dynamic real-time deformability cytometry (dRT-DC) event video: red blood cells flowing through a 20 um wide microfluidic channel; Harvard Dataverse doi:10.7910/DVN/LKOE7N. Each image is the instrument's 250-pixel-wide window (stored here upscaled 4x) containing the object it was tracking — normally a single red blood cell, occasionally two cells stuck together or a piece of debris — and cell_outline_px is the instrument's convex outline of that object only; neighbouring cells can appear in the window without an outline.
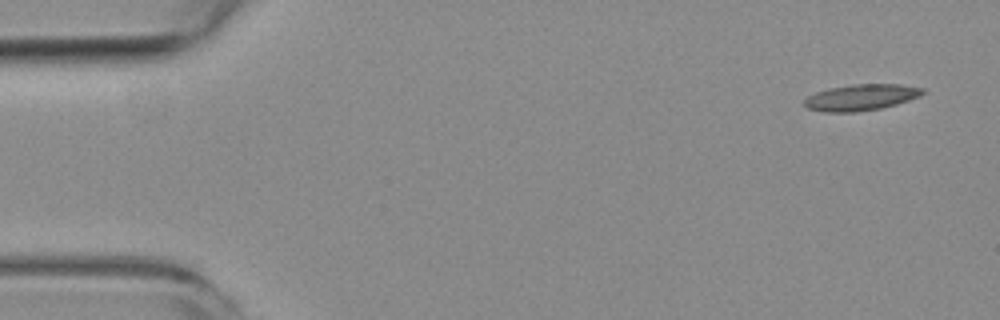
{"species": "common noctule bat (a hibernating species)", "species_latin": "Nyctalus noctula", "temperature_condition": "room temperature", "stored_images_in_passage": 5, "camera_frame_rate_fps": 3000, "um_per_image_px": 0.085, "animal": {"sex": "female", "body_mass_g": 19.3, "forearm_length_mm": 54.1}, "frame": {"image": 1, "passage_image": 1, "time_ms": 0.0, "image_size_px": [1000, 320], "cell_outline_px": [[924, 92], [920, 96], [896, 104], [880, 108], [856, 112], [824, 112], [808, 108], [804, 104], [804, 100], [808, 96], [816, 92], [828, 88], [852, 84], [900, 84], [924, 88]], "centroid_in_image_um": [73.18, 8.27], "position_along_channel_um": 11.8, "area_um2": 18.03}}
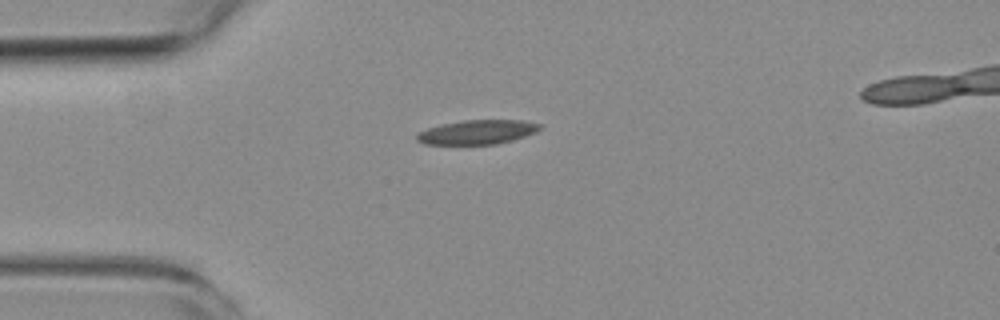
{"frame": {"image": 2, "passage_image": 4, "time_ms": 3.667, "image_size_px": [1000, 320], "cell_outline_px": [[540, 128], [536, 132], [512, 140], [496, 144], [424, 144], [416, 140], [416, 136], [420, 132], [428, 128], [444, 124], [464, 120], [520, 120], [540, 124]], "centroid_in_image_um": [40.56, 11.23], "position_along_channel_um": 44.4, "area_um2": 17.11}}